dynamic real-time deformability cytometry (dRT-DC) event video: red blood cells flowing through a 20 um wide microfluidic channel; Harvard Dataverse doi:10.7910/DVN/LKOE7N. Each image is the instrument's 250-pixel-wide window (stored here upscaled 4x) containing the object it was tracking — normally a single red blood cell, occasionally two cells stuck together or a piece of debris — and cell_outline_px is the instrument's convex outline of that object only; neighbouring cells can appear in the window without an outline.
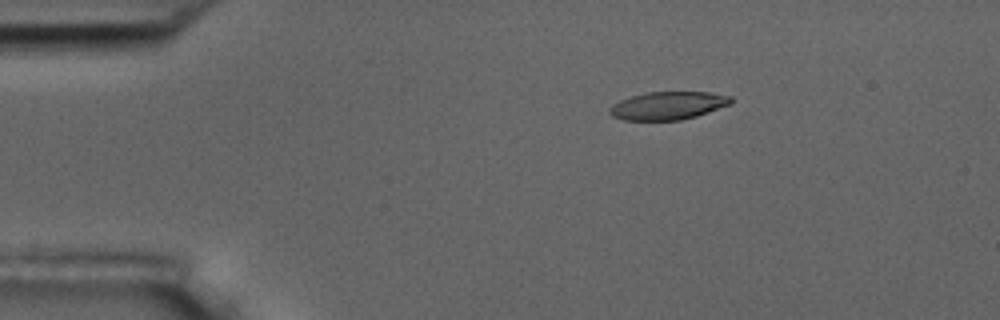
{"species": "common noctule bat (a hibernating species)", "species_latin": "Nyctalus noctula", "temperature_condition": "room temperature", "stored_images_in_passage": 5, "camera_frame_rate_fps": 3000, "um_per_image_px": 0.085, "animal": {"sex": "male", "body_mass_g": 17.5, "forearm_length_mm": 52.3}, "frame": {"image": 1, "passage_image": 3, "time_ms": 2.333, "image_size_px": [1000, 320], "cell_outline_px": [[732, 104], [696, 116], [680, 120], [624, 120], [612, 116], [608, 112], [608, 108], [612, 104], [620, 100], [632, 96], [648, 92], [708, 92], [732, 96]], "centroid_in_image_um": [56.77, 8.98], "position_along_channel_um": 28.2, "area_um2": 19.83}}